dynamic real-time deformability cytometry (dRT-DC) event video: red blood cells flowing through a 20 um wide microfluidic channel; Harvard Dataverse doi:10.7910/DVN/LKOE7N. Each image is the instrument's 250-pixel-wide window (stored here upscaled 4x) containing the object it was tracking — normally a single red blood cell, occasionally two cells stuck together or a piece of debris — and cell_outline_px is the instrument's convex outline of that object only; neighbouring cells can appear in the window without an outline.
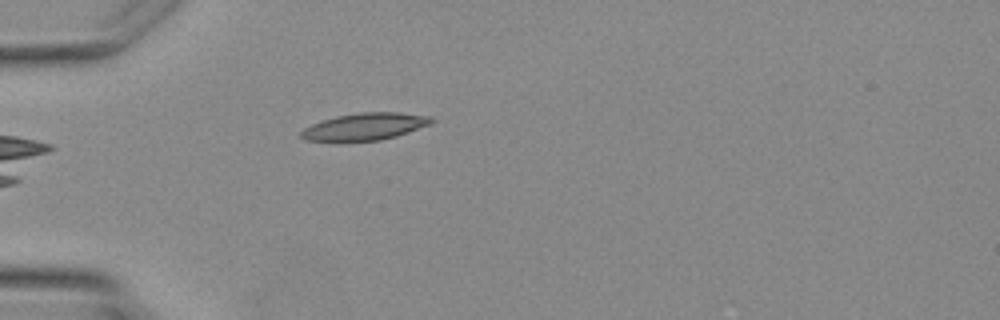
{"species": "Egyptian fruit bat (a non-hibernating species)", "species_latin": "Rousettus aegyptiacus", "temperature_condition": "warm", "stored_images_in_passage": 4, "camera_frame_rate_fps": 3000, "um_per_image_px": 0.085, "animal": {"sex": "female"}, "frame": {"image": 1, "passage_image": 4, "time_ms": 4.333, "image_size_px": [1000, 320], "cell_outline_px": [[436, 120], [432, 124], [396, 136], [380, 140], [348, 144], [336, 144], [304, 140], [300, 136], [300, 132], [304, 128], [312, 124], [336, 116], [360, 112], [400, 112], [432, 116]], "centroid_in_image_um": [30.97, 10.81], "position_along_channel_um": 54.0, "area_um2": 21.68}}